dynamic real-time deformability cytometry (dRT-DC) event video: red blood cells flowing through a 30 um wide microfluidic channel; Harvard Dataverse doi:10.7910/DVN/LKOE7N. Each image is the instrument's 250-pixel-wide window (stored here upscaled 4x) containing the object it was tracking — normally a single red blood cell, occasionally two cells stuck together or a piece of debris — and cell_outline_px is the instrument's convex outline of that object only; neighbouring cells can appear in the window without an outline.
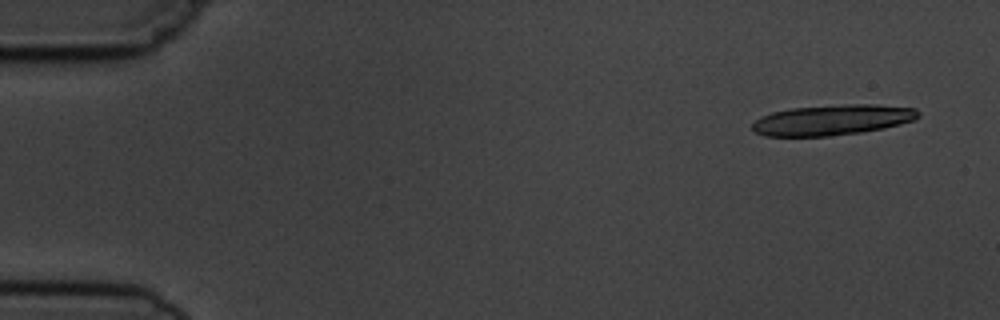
{"species": "common noctule bat (a hibernating species)", "species_latin": "Nyctalus noctula", "temperature_condition": "cold", "stored_images_in_passage": 15, "camera_frame_rate_fps": 3000, "um_per_image_px": 0.085, "animal": {"sex": "male", "body_mass_g": 19.5, "forearm_length_mm": 54.6}, "frame": {"image": 1, "passage_image": 1, "time_ms": 0.0, "image_size_px": [1000, 320], "cell_outline_px": [[920, 116], [916, 120], [884, 128], [860, 132], [828, 136], [764, 136], [756, 132], [752, 128], [752, 124], [760, 116], [772, 112], [792, 108], [844, 104], [876, 104], [916, 108], [920, 112]], "centroid_in_image_um": [70.78, 10.18], "position_along_channel_um": 14.2, "area_um2": 29.59}}
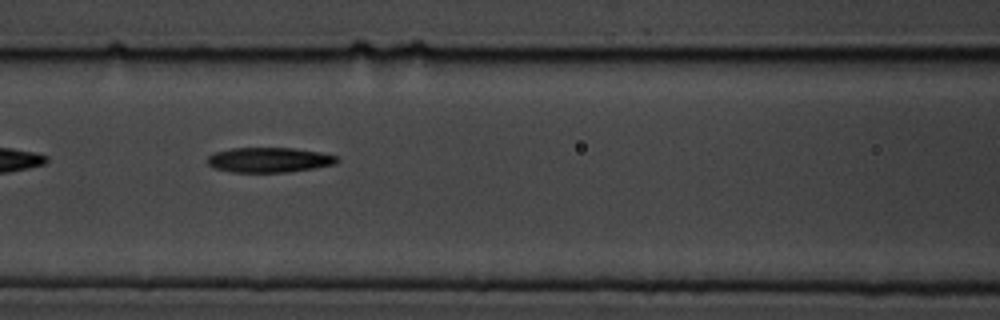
{"frame": {"image": 2, "passage_image": 7, "time_ms": 7.0, "image_size_px": [1000, 320], "cell_outline_px": [[340, 160], [336, 164], [288, 172], [232, 172], [216, 168], [208, 164], [208, 156], [216, 152], [232, 148], [296, 148], [320, 152], [340, 156]], "centroid_in_image_um": [22.94, 13.58], "position_along_channel_um": 143.7, "area_um2": 18.84}}
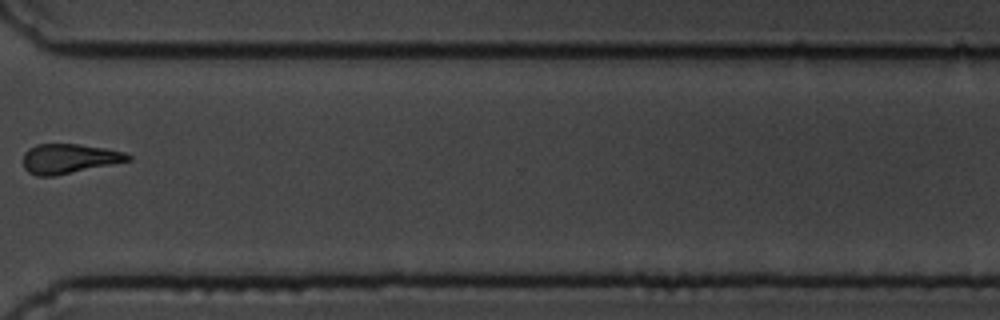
{"frame": {"image": 3, "passage_image": 12, "time_ms": 13.0, "image_size_px": [1000, 320], "cell_outline_px": [[132, 160], [56, 176], [36, 176], [28, 172], [24, 168], [24, 152], [28, 148], [36, 144], [80, 144], [104, 148], [124, 152], [132, 156]], "centroid_in_image_um": [5.86, 13.49], "position_along_channel_um": 364.7, "area_um2": 18.21}}